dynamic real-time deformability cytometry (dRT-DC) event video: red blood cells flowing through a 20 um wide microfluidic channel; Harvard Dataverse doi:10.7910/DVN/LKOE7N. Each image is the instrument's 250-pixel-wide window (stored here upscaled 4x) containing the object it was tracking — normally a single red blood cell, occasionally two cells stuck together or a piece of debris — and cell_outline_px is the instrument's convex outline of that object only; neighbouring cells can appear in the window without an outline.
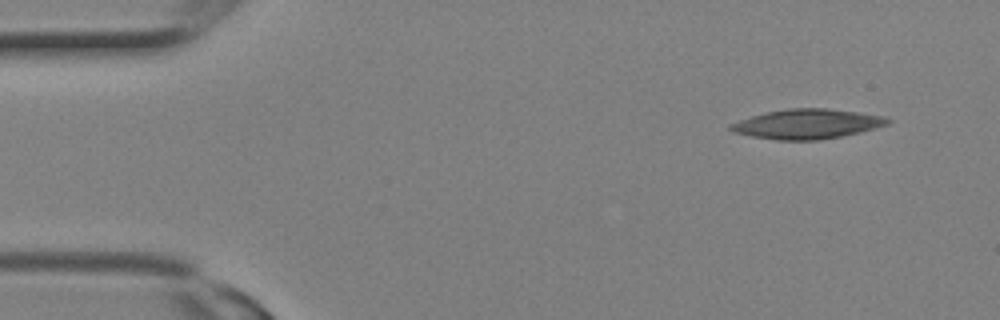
{"species": "Egyptian fruit bat (a non-hibernating species)", "species_latin": "Rousettus aegyptiacus", "temperature_condition": "room temperature", "stored_images_in_passage": 2, "segment_of_instrument_passage": [2, 2], "camera_frame_rate_fps": 3000, "um_per_image_px": 0.085, "animal": {"sex": "female"}, "frame": {"image": 1, "passage_image": 2, "time_ms": 0.333, "image_size_px": [1000, 320], "cell_outline_px": [[892, 120], [888, 124], [876, 128], [860, 132], [840, 136], [816, 140], [776, 140], [752, 136], [732, 132], [728, 128], [728, 124], [752, 116], [768, 112], [788, 108], [828, 108], [856, 112], [880, 116]], "centroid_in_image_um": [68.57, 10.54], "position_along_channel_um": 16.4, "area_um2": 26.93}}